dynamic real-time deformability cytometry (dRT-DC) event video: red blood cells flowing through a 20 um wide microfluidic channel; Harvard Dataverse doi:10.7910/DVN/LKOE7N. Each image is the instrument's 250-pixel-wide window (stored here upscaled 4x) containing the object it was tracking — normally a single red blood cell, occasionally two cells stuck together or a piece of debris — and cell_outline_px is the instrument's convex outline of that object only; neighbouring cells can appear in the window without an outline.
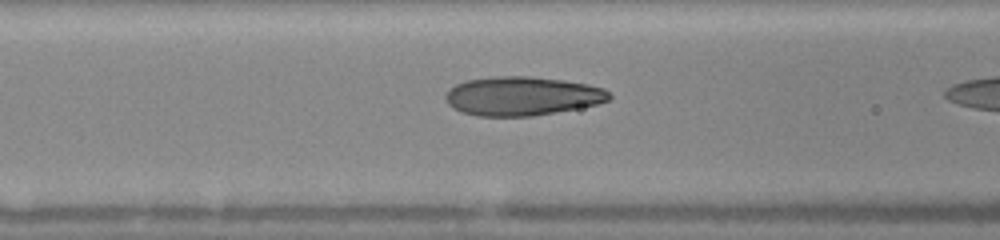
{"species": "human", "species_latin": "Homo sapiens", "temperature_condition": "warm", "stored_images_in_passage": 19, "camera_frame_rate_fps": 3000, "um_per_image_px": 0.085, "donor": {"sex": "female"}, "frame": {"image": 1, "passage_image": 18, "time_ms": 5.667, "image_size_px": [1000, 240], "cell_outline_px": [[612, 96], [608, 100], [596, 104], [576, 108], [532, 116], [476, 116], [460, 112], [452, 108], [444, 100], [444, 96], [448, 88], [464, 80], [492, 76], [532, 76], [564, 80], [588, 84], [604, 88]], "centroid_in_image_um": [44.31, 8.15], "position_along_channel_um": 122.3, "area_um2": 37.45}}